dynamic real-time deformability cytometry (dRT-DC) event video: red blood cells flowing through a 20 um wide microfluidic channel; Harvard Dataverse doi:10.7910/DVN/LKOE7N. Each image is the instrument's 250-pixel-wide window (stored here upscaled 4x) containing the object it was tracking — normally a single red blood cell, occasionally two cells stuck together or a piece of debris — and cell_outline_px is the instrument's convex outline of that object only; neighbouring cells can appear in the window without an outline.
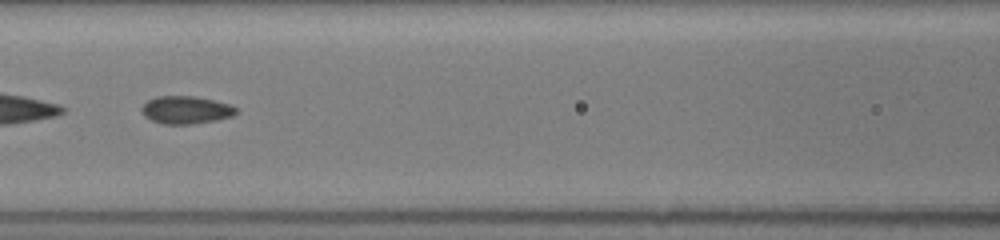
{"species": "common noctule bat (a hibernating species)", "species_latin": "Nyctalus noctula", "temperature_condition": "room temperature", "stored_images_in_passage": 50, "segment_of_instrument_passage": [2, 2], "camera_frame_rate_fps": 3000, "um_per_image_px": 0.085, "animal": {"sex": "female", "body_mass_g": 19.5, "forearm_length_mm": 54.1}, "frame": {"image": 1, "passage_image": 24, "time_ms": 7.667, "image_size_px": [1000, 240], "cell_outline_px": [[240, 112], [232, 116], [216, 120], [192, 124], [164, 124], [152, 120], [144, 116], [140, 112], [140, 108], [148, 100], [156, 96], [196, 96], [232, 104]], "centroid_in_image_um": [15.82, 9.34], "position_along_channel_um": 150.8, "area_um2": 15.49}}
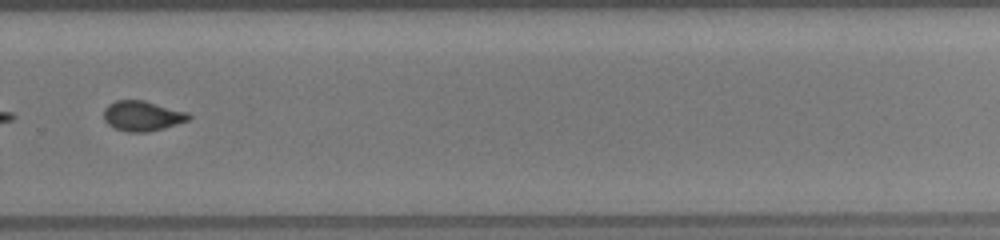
{"frame": {"image": 2, "passage_image": 36, "time_ms": 11.667, "image_size_px": [1000, 240], "cell_outline_px": [[192, 116], [188, 120], [164, 128], [148, 132], [128, 132], [116, 128], [108, 124], [104, 120], [104, 108], [108, 104], [116, 100], [144, 100], [188, 112]], "centroid_in_image_um": [12.09, 9.84], "position_along_channel_um": 317.7, "area_um2": 14.91}}
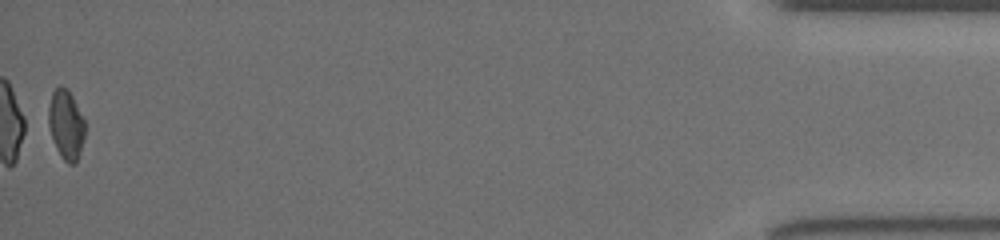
{"frame": {"image": 3, "passage_image": 50, "time_ms": 16.333, "image_size_px": [1000, 240], "cell_outline_px": [[84, 136], [80, 152], [76, 164], [68, 164], [60, 156], [56, 148], [48, 124], [48, 104], [52, 92], [60, 84], [68, 88], [84, 120]], "centroid_in_image_um": [5.59, 10.58], "position_along_channel_um": 429.6, "area_um2": 14.8}}